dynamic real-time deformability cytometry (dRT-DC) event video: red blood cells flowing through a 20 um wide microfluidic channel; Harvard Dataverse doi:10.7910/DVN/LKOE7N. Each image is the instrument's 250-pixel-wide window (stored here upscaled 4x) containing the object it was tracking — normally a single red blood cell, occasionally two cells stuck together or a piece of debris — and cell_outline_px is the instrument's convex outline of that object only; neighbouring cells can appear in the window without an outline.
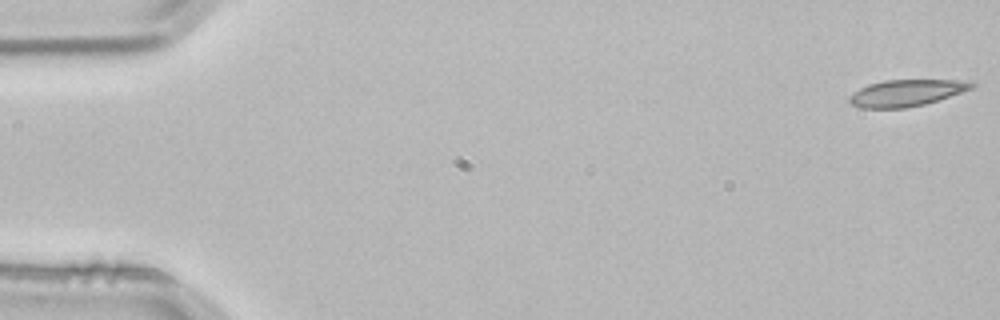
{"species": "common noctule bat (a hibernating species)", "species_latin": "Nyctalus noctula", "temperature_condition": "room temperature", "stored_images_in_passage": 5, "camera_frame_rate_fps": 3000, "um_per_image_px": 0.085, "animal": {"sex": "male", "body_mass_g": 21.5, "forearm_length_mm": 52.0}, "frame": {"image": 1, "passage_image": 1, "time_ms": 0.0, "image_size_px": [1000, 320], "cell_outline_px": [[976, 84], [972, 88], [924, 104], [904, 108], [860, 108], [852, 104], [848, 100], [848, 96], [852, 92], [868, 84], [884, 80], [956, 80]], "centroid_in_image_um": [76.93, 7.9], "position_along_channel_um": 8.1, "area_um2": 18.67}}
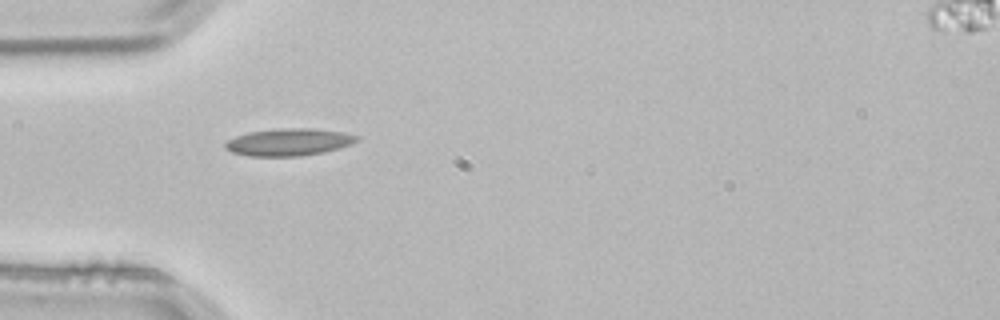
{"frame": {"image": 2, "passage_image": 4, "time_ms": 1.0, "image_size_px": [1000, 320], "cell_outline_px": [[360, 140], [324, 152], [300, 156], [248, 156], [232, 152], [224, 148], [224, 144], [228, 140], [236, 136], [248, 132], [280, 128], [316, 128], [344, 132], [360, 136]], "centroid_in_image_um": [24.54, 12.07], "position_along_channel_um": 60.5, "area_um2": 20.92}}